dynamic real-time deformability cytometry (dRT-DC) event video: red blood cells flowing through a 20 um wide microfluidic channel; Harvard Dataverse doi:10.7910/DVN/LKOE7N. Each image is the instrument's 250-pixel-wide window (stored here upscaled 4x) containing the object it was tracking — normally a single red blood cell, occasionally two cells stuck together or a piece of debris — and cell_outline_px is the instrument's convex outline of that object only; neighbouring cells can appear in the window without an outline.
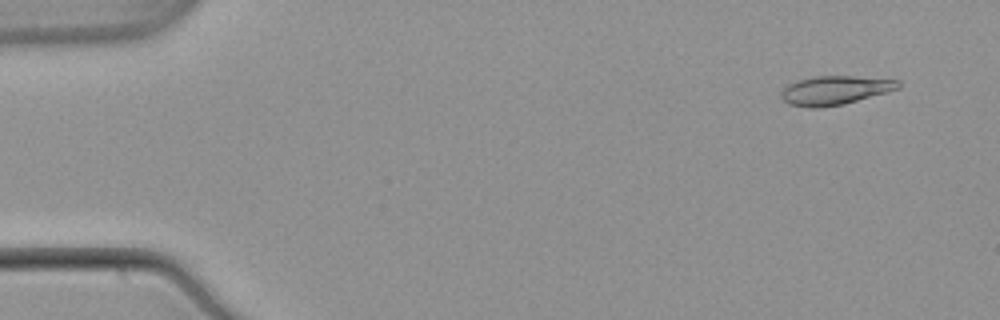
{"species": "common noctule bat (a hibernating species)", "species_latin": "Nyctalus noctula", "temperature_condition": "warm", "stored_images_in_passage": 34, "camera_frame_rate_fps": 3000, "um_per_image_px": 0.085, "animal": {"sex": "male", "body_mass_g": 21.5, "forearm_length_mm": 52.0}, "frame": {"image": 1, "passage_image": 4, "time_ms": 1.0, "image_size_px": [1000, 320], "cell_outline_px": [[900, 88], [844, 104], [816, 108], [812, 108], [788, 104], [780, 96], [780, 92], [788, 84], [796, 80], [812, 76], [856, 76], [900, 80]], "centroid_in_image_um": [70.94, 7.66], "position_along_channel_um": 14.1, "area_um2": 19.77}}
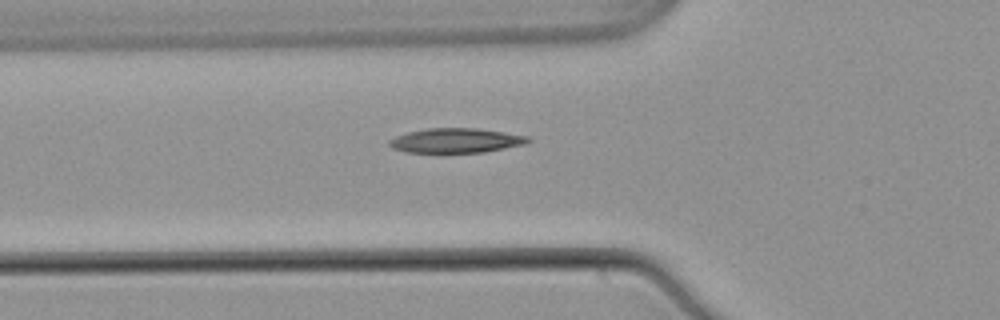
{"frame": {"image": 2, "passage_image": 19, "time_ms": 6.0, "image_size_px": [1000, 320], "cell_outline_px": [[532, 140], [528, 144], [484, 152], [440, 156], [408, 152], [392, 148], [388, 144], [388, 140], [396, 136], [408, 132], [428, 128], [476, 128], [504, 132], [528, 136]], "centroid_in_image_um": [38.74, 12.0], "position_along_channel_um": 87.1, "area_um2": 20.98}}
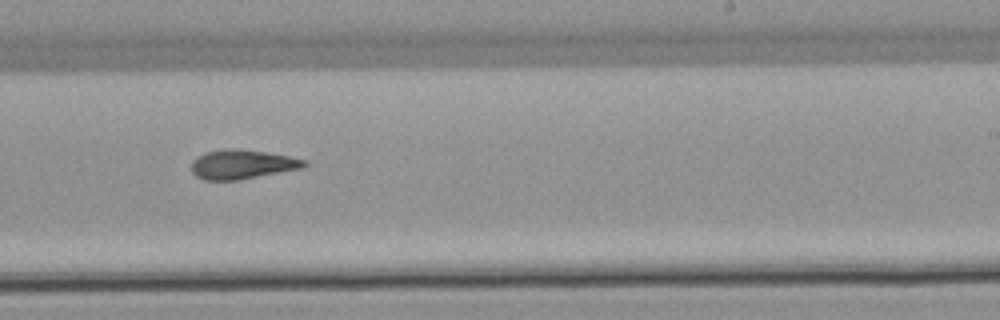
{"frame": {"image": 3, "passage_image": 33, "time_ms": 10.667, "image_size_px": [1000, 320], "cell_outline_px": [[308, 164], [300, 168], [236, 180], [204, 180], [196, 176], [192, 172], [192, 160], [204, 152], [228, 148], [236, 148], [264, 152], [288, 156], [308, 160]], "centroid_in_image_um": [20.54, 13.96], "position_along_channel_um": 268.5, "area_um2": 19.02}}